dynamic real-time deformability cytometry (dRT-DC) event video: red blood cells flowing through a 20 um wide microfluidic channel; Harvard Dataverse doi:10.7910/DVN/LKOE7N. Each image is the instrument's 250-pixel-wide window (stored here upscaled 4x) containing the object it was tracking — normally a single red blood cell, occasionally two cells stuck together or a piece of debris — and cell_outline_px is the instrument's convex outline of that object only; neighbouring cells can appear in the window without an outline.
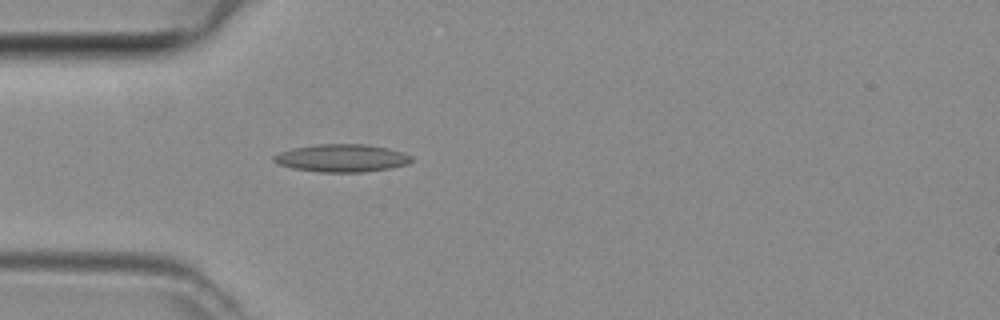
{"species": "common noctule bat (a hibernating species)", "species_latin": "Nyctalus noctula", "temperature_condition": "room temperature", "stored_images_in_passage": 1, "camera_frame_rate_fps": 3000, "um_per_image_px": 0.085, "animal": {"sex": "female", "body_mass_g": 29.2, "forearm_length_mm": 56.3}, "frame": {"image": 1, "passage_image": 1, "time_ms": 0.0, "image_size_px": [1000, 320], "cell_outline_px": [[412, 160], [408, 164], [392, 168], [364, 172], [320, 172], [292, 168], [280, 164], [272, 160], [272, 156], [280, 152], [292, 148], [316, 144], [368, 144], [388, 148], [404, 152], [412, 156]], "centroid_in_image_um": [29.08, 13.43], "position_along_channel_um": 55.9, "area_um2": 22.43}}